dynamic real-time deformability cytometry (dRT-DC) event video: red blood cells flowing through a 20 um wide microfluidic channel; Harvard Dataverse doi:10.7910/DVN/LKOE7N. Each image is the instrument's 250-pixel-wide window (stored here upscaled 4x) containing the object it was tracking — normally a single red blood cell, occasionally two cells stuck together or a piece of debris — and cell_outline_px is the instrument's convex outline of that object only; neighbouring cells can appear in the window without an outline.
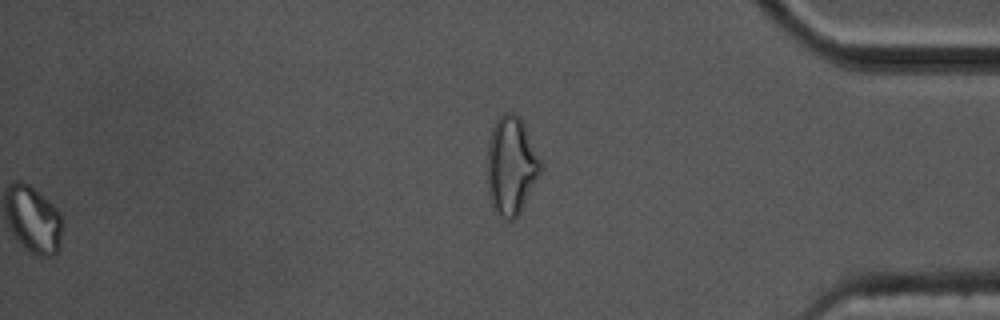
{"species": "common noctule bat (a hibernating species)", "species_latin": "Nyctalus noctula", "temperature_condition": "cold", "stored_images_in_passage": 55, "segment_of_instrument_passage": [2, 2], "camera_frame_rate_fps": 3000, "um_per_image_px": 0.085, "animal": {"sex": "male", "body_mass_g": 17.5, "forearm_length_mm": 52.3}, "frame": {"image": 1, "passage_image": 55, "time_ms": 18.0, "image_size_px": [1000, 320], "cell_outline_px": [[540, 172], [520, 212], [512, 220], [504, 220], [492, 208], [488, 192], [488, 144], [492, 128], [496, 120], [504, 112], [512, 112], [520, 116], [524, 124], [540, 160]], "centroid_in_image_um": [43.42, 14.08], "position_along_channel_um": 391.8, "area_um2": 30.11}}